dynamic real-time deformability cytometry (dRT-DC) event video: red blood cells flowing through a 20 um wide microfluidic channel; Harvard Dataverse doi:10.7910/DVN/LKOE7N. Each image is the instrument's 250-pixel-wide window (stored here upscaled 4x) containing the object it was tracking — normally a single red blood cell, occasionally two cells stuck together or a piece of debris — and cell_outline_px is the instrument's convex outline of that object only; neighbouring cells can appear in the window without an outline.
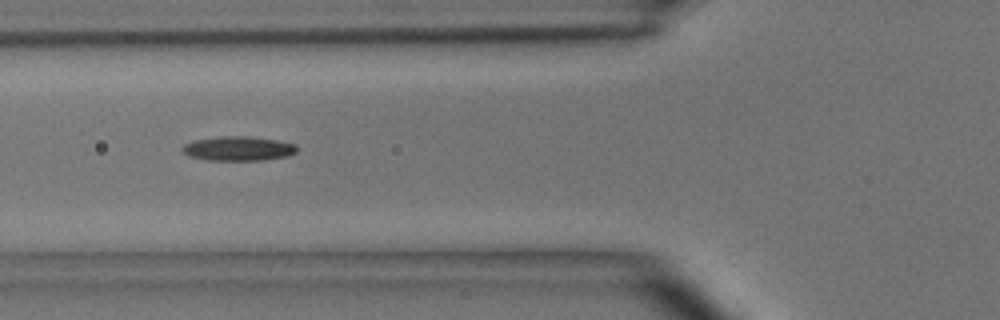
{"species": "common noctule bat (a hibernating species)", "species_latin": "Nyctalus noctula", "temperature_condition": "room temperature", "stored_images_in_passage": 4, "camera_frame_rate_fps": 3000, "um_per_image_px": 0.085, "animal": {"sex": "male", "body_mass_g": 15.6}, "frame": {"image": 1, "passage_image": 2, "time_ms": 1.0, "image_size_px": [1000, 320], "cell_outline_px": [[296, 152], [288, 156], [264, 160], [208, 160], [188, 156], [180, 148], [184, 144], [192, 140], [220, 136], [248, 136], [276, 140], [296, 144]], "centroid_in_image_um": [20.22, 12.62], "position_along_channel_um": 105.6, "area_um2": 16.36}}